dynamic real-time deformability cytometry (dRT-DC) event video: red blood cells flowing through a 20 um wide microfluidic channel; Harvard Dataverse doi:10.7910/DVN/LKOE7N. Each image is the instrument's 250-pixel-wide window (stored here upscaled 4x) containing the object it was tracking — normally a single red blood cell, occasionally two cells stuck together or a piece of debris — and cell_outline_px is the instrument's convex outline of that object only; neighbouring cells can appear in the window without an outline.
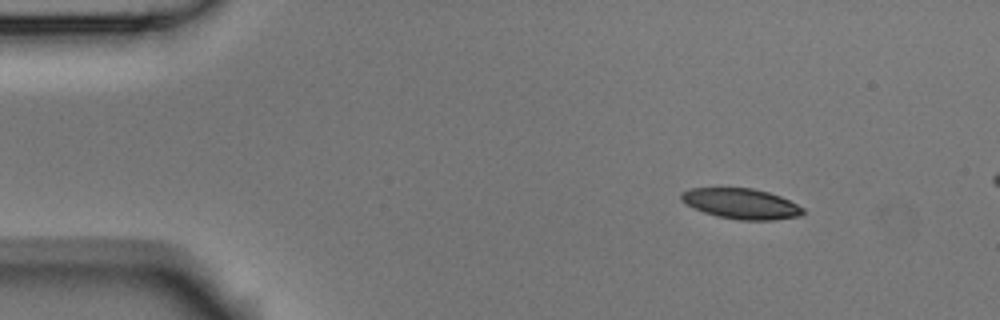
{"species": "Egyptian fruit bat (a non-hibernating species)", "species_latin": "Rousettus aegyptiacus", "temperature_condition": "room temperature", "stored_images_in_passage": 3, "camera_frame_rate_fps": 3000, "um_per_image_px": 0.085, "animal": {"sex": "male"}, "frame": {"image": 1, "passage_image": 1, "time_ms": 0.0, "image_size_px": [1000, 320], "cell_outline_px": [[804, 212], [800, 216], [772, 220], [740, 220], [716, 216], [704, 212], [680, 200], [680, 192], [692, 188], [752, 188], [768, 192], [780, 196], [804, 208]], "centroid_in_image_um": [63.0, 17.31], "position_along_channel_um": 22.0, "area_um2": 21.44}}